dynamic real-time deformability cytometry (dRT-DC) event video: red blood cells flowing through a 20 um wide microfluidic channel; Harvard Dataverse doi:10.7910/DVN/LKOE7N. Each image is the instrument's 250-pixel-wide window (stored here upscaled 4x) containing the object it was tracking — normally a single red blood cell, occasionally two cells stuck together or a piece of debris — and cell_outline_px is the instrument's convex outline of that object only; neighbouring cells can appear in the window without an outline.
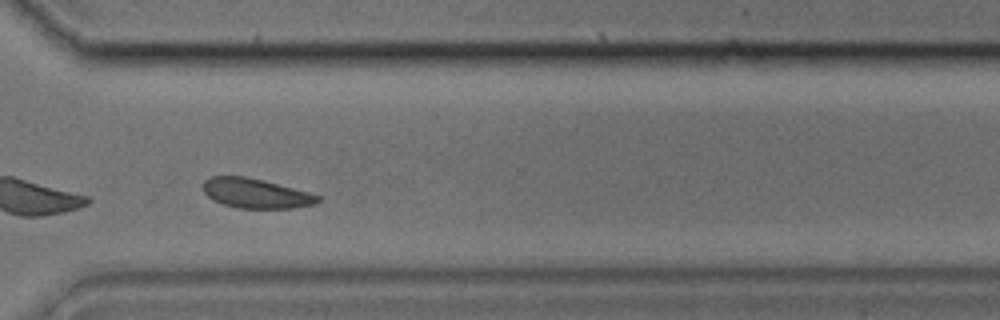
{"species": "common noctule bat (a hibernating species)", "species_latin": "Nyctalus noctula", "temperature_condition": "cold", "stored_images_in_passage": 28, "camera_frame_rate_fps": 3000, "um_per_image_px": 0.085, "animal": {"sex": "male", "body_mass_g": 17.9, "forearm_length_mm": 54.2}, "frame": {"image": 1, "passage_image": 24, "time_ms": 7.667, "image_size_px": [1000, 320], "cell_outline_px": [[324, 200], [316, 204], [296, 208], [236, 208], [212, 200], [204, 192], [204, 180], [208, 176], [244, 176], [308, 192], [320, 196]], "centroid_in_image_um": [21.76, 16.45], "position_along_channel_um": 348.8, "area_um2": 19.77}}